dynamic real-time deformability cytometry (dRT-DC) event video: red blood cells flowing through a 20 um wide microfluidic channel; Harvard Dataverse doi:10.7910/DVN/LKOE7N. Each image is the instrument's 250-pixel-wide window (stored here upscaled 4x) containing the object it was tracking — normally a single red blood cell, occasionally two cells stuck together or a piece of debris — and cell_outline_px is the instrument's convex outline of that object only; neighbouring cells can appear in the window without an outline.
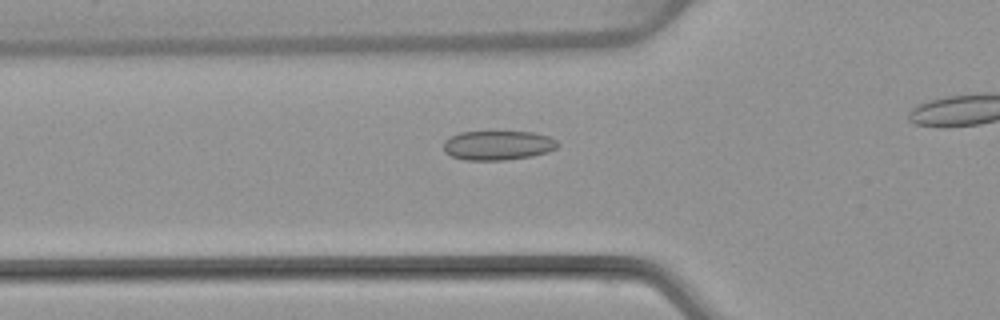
{"species": "common noctule bat (a hibernating species)", "species_latin": "Nyctalus noctula", "temperature_condition": "warm", "stored_images_in_passage": 38, "camera_frame_rate_fps": 3000, "um_per_image_px": 0.085, "animal": {"sex": "female", "body_mass_g": 22.7, "forearm_length_mm": 54.2}, "frame": {"image": 1, "passage_image": 14, "time_ms": 4.333, "image_size_px": [1000, 320], "cell_outline_px": [[560, 144], [556, 148], [548, 152], [532, 156], [508, 160], [464, 160], [452, 156], [444, 152], [444, 140], [460, 132], [532, 132], [548, 136], [556, 140]], "centroid_in_image_um": [42.33, 12.36], "position_along_channel_um": 83.5, "area_um2": 19.59}}
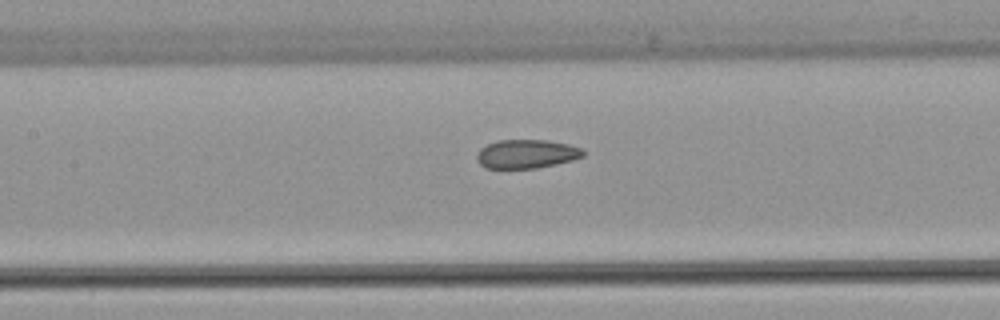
{"frame": {"image": 2, "passage_image": 20, "time_ms": 6.333, "image_size_px": [1000, 320], "cell_outline_px": [[584, 156], [572, 160], [556, 164], [536, 168], [484, 168], [476, 160], [476, 152], [480, 148], [496, 140], [548, 140], [568, 144], [584, 148]], "centroid_in_image_um": [44.74, 13.08], "position_along_channel_um": 162.7, "area_um2": 18.03}}
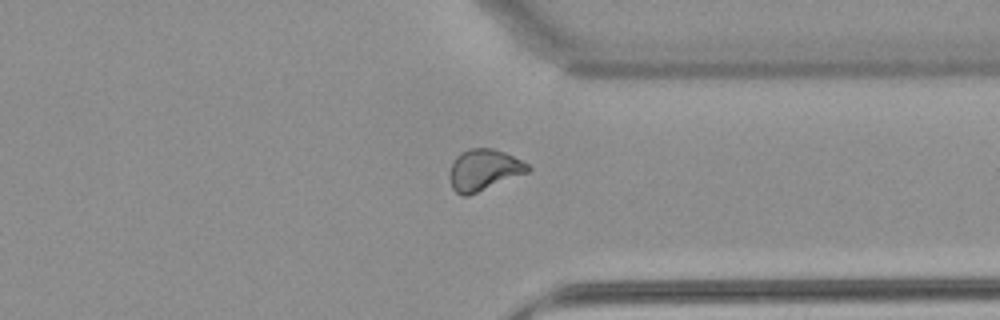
{"frame": {"image": 3, "passage_image": 36, "time_ms": 11.667, "image_size_px": [1000, 320], "cell_outline_px": [[532, 168], [528, 172], [468, 196], [460, 196], [452, 188], [448, 176], [452, 160], [460, 152], [468, 148], [492, 148], [504, 152], [528, 164]], "centroid_in_image_um": [41.07, 14.44], "position_along_channel_um": 370.3, "area_um2": 18.96}}